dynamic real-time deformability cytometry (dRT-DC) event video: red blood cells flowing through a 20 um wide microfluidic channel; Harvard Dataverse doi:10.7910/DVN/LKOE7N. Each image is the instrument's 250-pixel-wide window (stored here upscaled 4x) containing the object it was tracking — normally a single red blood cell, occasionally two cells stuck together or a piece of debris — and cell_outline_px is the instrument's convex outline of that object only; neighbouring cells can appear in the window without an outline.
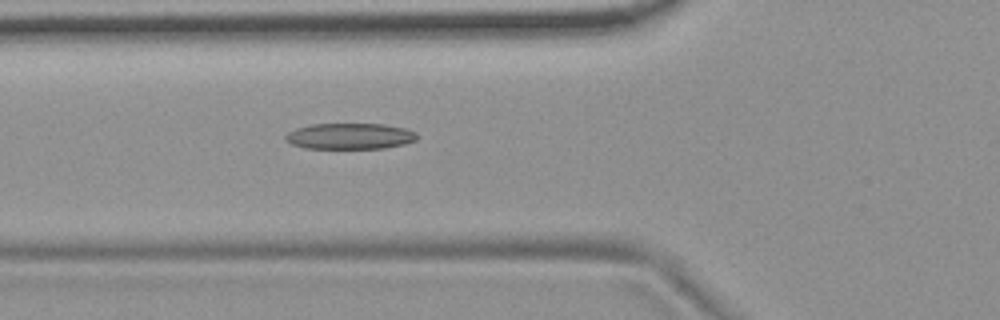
{"species": "common noctule bat (a hibernating species)", "species_latin": "Nyctalus noctula", "temperature_condition": "room temperature", "stored_images_in_passage": 6, "camera_frame_rate_fps": 3000, "um_per_image_px": 0.085, "animal": {"sex": "female", "body_mass_g": 19.9}, "frame": {"image": 1, "passage_image": 6, "time_ms": 1.667, "image_size_px": [1000, 320], "cell_outline_px": [[416, 140], [404, 144], [384, 148], [304, 148], [292, 144], [284, 140], [284, 136], [288, 132], [296, 128], [312, 124], [384, 124], [404, 128], [416, 132]], "centroid_in_image_um": [29.71, 11.57], "position_along_channel_um": 96.1, "area_um2": 19.88}}